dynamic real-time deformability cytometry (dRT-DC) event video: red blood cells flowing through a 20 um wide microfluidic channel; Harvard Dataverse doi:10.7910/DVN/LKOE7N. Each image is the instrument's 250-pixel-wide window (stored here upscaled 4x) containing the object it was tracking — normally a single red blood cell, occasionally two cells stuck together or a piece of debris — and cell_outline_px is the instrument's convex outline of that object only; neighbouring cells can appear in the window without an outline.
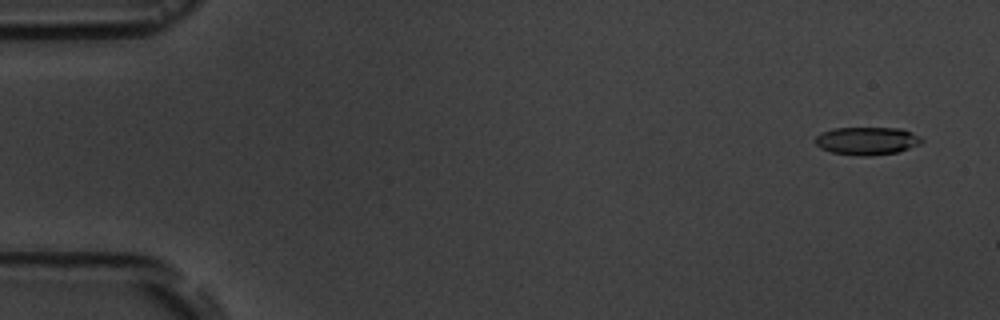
{"species": "common noctule bat (a hibernating species)", "species_latin": "Nyctalus noctula", "temperature_condition": "room temperature", "stored_images_in_passage": 4, "camera_frame_rate_fps": 3000, "um_per_image_px": 0.085, "animal": {"sex": "male", "body_mass_g": 19.5, "forearm_length_mm": 54.6}, "frame": {"image": 1, "passage_image": 1, "time_ms": 0.0, "image_size_px": [1000, 320], "cell_outline_px": [[924, 140], [920, 144], [896, 152], [868, 156], [864, 156], [832, 152], [820, 148], [816, 144], [816, 136], [820, 132], [832, 128], [900, 128], [912, 132], [920, 136]], "centroid_in_image_um": [73.69, 11.96], "position_along_channel_um": 11.3, "area_um2": 17.22}}